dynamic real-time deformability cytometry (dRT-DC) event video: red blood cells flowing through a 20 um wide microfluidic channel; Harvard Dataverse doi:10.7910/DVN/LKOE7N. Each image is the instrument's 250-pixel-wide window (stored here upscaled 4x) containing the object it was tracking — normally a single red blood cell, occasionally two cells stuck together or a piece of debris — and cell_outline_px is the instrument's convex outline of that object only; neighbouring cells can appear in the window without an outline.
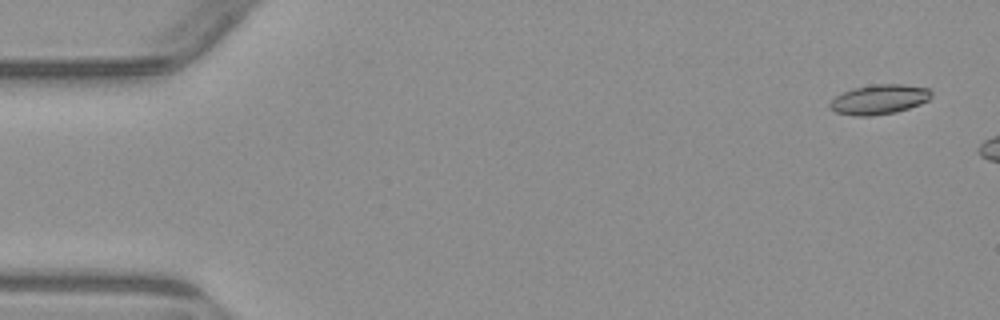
{"species": "common noctule bat (a hibernating species)", "species_latin": "Nyctalus noctula", "temperature_condition": "warm", "stored_images_in_passage": 3, "camera_frame_rate_fps": 3000, "um_per_image_px": 0.085, "animal": {"sex": "male", "body_mass_g": 23.1, "forearm_length_mm": 52.7}, "frame": {"image": 1, "passage_image": 1, "time_ms": 0.0, "image_size_px": [1000, 320], "cell_outline_px": [[932, 96], [928, 100], [920, 104], [896, 112], [872, 116], [852, 116], [836, 112], [828, 108], [828, 104], [836, 96], [852, 88], [872, 84], [904, 84], [928, 88], [932, 92]], "centroid_in_image_um": [74.72, 8.45], "position_along_channel_um": 10.3, "area_um2": 17.74}}